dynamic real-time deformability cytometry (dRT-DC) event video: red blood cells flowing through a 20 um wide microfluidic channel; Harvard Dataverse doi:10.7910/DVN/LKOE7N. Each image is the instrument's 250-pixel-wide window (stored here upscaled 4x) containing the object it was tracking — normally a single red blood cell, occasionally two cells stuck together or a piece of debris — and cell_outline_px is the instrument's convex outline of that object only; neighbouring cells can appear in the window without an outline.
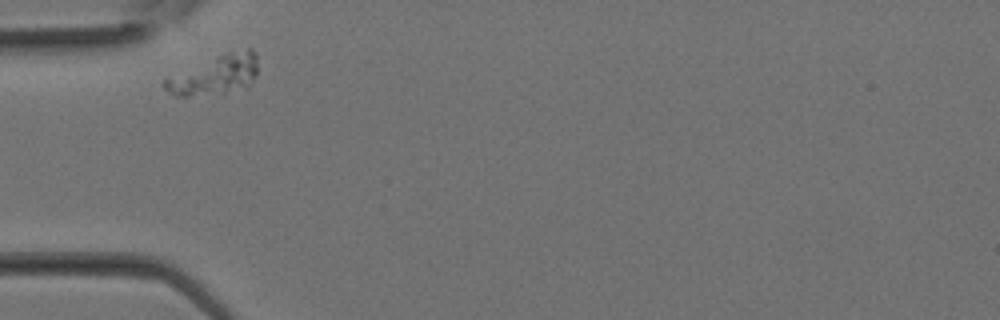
{"species": "Egyptian fruit bat (a non-hibernating species)", "species_latin": "Rousettus aegyptiacus", "temperature_condition": "room temperature", "stored_images_in_passage": 24, "segment_of_instrument_passage": [1, 2], "camera_frame_rate_fps": 3000, "um_per_image_px": 0.085, "animal": {"sex": "female"}, "frame": {"image": 1, "passage_image": 1, "time_ms": 0.0, "image_size_px": [1000, 320], "cell_outline_px": [[256, 76], [248, 88], [224, 92], [188, 96], [176, 96], [168, 92], [164, 88], [164, 80], [228, 52], [248, 48], [252, 48], [256, 52]], "centroid_in_image_um": [18.36, 6.39], "position_along_channel_um": 66.6, "area_um2": 20.58}}
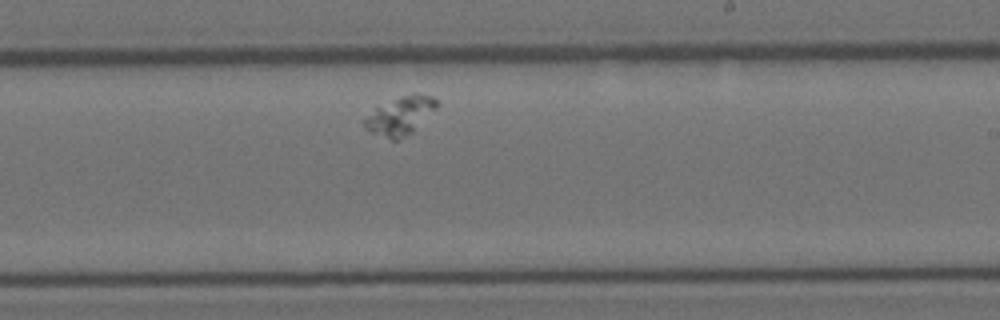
{"frame": {"image": 2, "passage_image": 11, "time_ms": 3.333, "image_size_px": [1000, 320], "cell_outline_px": [[440, 104], [412, 132], [396, 140], [392, 140], [372, 132], [364, 128], [364, 120], [376, 104], [412, 92], [420, 92], [432, 96]], "centroid_in_image_um": [34.01, 9.77], "position_along_channel_um": 255.0, "area_um2": 16.36}}
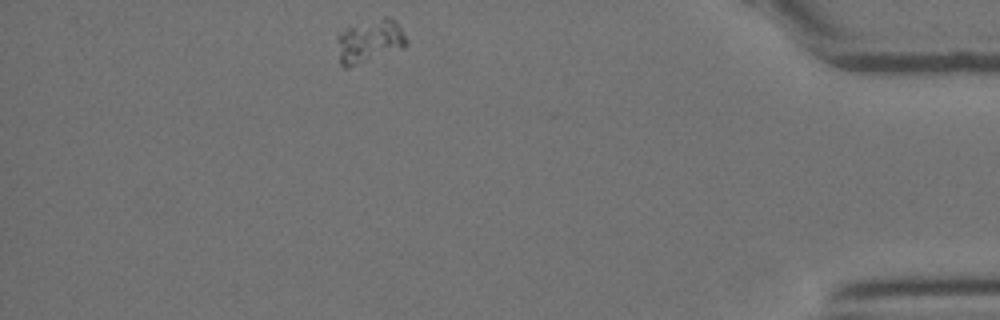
{"frame": {"image": 3, "passage_image": 21, "time_ms": 6.667, "image_size_px": [1000, 320], "cell_outline_px": [[408, 44], [404, 48], [348, 68], [344, 68], [340, 64], [336, 40], [336, 36], [340, 32], [348, 28], [384, 16], [388, 16], [396, 20], [408, 40]], "centroid_in_image_um": [31.43, 3.5], "position_along_channel_um": 403.8, "area_um2": 17.63}}